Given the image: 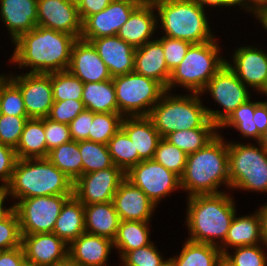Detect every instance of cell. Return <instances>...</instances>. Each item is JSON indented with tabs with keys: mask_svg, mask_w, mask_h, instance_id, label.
Returning <instances> with one entry per match:
<instances>
[{
	"mask_svg": "<svg viewBox=\"0 0 267 266\" xmlns=\"http://www.w3.org/2000/svg\"><path fill=\"white\" fill-rule=\"evenodd\" d=\"M77 38L37 25L21 34L14 42L10 61L19 68L30 67L28 73L50 74L68 70L72 47Z\"/></svg>",
	"mask_w": 267,
	"mask_h": 266,
	"instance_id": "1",
	"label": "cell"
},
{
	"mask_svg": "<svg viewBox=\"0 0 267 266\" xmlns=\"http://www.w3.org/2000/svg\"><path fill=\"white\" fill-rule=\"evenodd\" d=\"M113 77L134 72L135 50L117 35L89 39Z\"/></svg>",
	"mask_w": 267,
	"mask_h": 266,
	"instance_id": "21",
	"label": "cell"
},
{
	"mask_svg": "<svg viewBox=\"0 0 267 266\" xmlns=\"http://www.w3.org/2000/svg\"><path fill=\"white\" fill-rule=\"evenodd\" d=\"M187 200L186 225L190 234L187 239L216 246L222 244L236 214L233 198L224 191L219 194L194 195ZM217 239L221 241L219 245L215 242Z\"/></svg>",
	"mask_w": 267,
	"mask_h": 266,
	"instance_id": "3",
	"label": "cell"
},
{
	"mask_svg": "<svg viewBox=\"0 0 267 266\" xmlns=\"http://www.w3.org/2000/svg\"><path fill=\"white\" fill-rule=\"evenodd\" d=\"M153 3H141L129 16L127 22L121 26L117 36L134 48L143 46L150 40L157 29V17L154 14Z\"/></svg>",
	"mask_w": 267,
	"mask_h": 266,
	"instance_id": "22",
	"label": "cell"
},
{
	"mask_svg": "<svg viewBox=\"0 0 267 266\" xmlns=\"http://www.w3.org/2000/svg\"><path fill=\"white\" fill-rule=\"evenodd\" d=\"M10 197L25 199L50 195H74V182L47 158L17 159Z\"/></svg>",
	"mask_w": 267,
	"mask_h": 266,
	"instance_id": "4",
	"label": "cell"
},
{
	"mask_svg": "<svg viewBox=\"0 0 267 266\" xmlns=\"http://www.w3.org/2000/svg\"><path fill=\"white\" fill-rule=\"evenodd\" d=\"M84 232V205L72 195L63 204L53 233L69 246Z\"/></svg>",
	"mask_w": 267,
	"mask_h": 266,
	"instance_id": "29",
	"label": "cell"
},
{
	"mask_svg": "<svg viewBox=\"0 0 267 266\" xmlns=\"http://www.w3.org/2000/svg\"><path fill=\"white\" fill-rule=\"evenodd\" d=\"M82 101L94 113H118L113 80L84 83Z\"/></svg>",
	"mask_w": 267,
	"mask_h": 266,
	"instance_id": "31",
	"label": "cell"
},
{
	"mask_svg": "<svg viewBox=\"0 0 267 266\" xmlns=\"http://www.w3.org/2000/svg\"><path fill=\"white\" fill-rule=\"evenodd\" d=\"M79 150L83 164V174L114 166L107 145L82 140L79 141Z\"/></svg>",
	"mask_w": 267,
	"mask_h": 266,
	"instance_id": "38",
	"label": "cell"
},
{
	"mask_svg": "<svg viewBox=\"0 0 267 266\" xmlns=\"http://www.w3.org/2000/svg\"><path fill=\"white\" fill-rule=\"evenodd\" d=\"M22 235L19 218L15 210L0 220V251L20 247Z\"/></svg>",
	"mask_w": 267,
	"mask_h": 266,
	"instance_id": "46",
	"label": "cell"
},
{
	"mask_svg": "<svg viewBox=\"0 0 267 266\" xmlns=\"http://www.w3.org/2000/svg\"><path fill=\"white\" fill-rule=\"evenodd\" d=\"M123 116L120 113H94L88 132V140L107 145L121 128Z\"/></svg>",
	"mask_w": 267,
	"mask_h": 266,
	"instance_id": "39",
	"label": "cell"
},
{
	"mask_svg": "<svg viewBox=\"0 0 267 266\" xmlns=\"http://www.w3.org/2000/svg\"><path fill=\"white\" fill-rule=\"evenodd\" d=\"M259 245L236 247L234 255L227 252L223 258L232 266H267V256Z\"/></svg>",
	"mask_w": 267,
	"mask_h": 266,
	"instance_id": "43",
	"label": "cell"
},
{
	"mask_svg": "<svg viewBox=\"0 0 267 266\" xmlns=\"http://www.w3.org/2000/svg\"><path fill=\"white\" fill-rule=\"evenodd\" d=\"M112 0H80L77 3L79 16L82 22L90 15L104 10Z\"/></svg>",
	"mask_w": 267,
	"mask_h": 266,
	"instance_id": "52",
	"label": "cell"
},
{
	"mask_svg": "<svg viewBox=\"0 0 267 266\" xmlns=\"http://www.w3.org/2000/svg\"><path fill=\"white\" fill-rule=\"evenodd\" d=\"M215 130L216 128L177 130L167 135L165 139L188 155L200 150L212 141L219 134Z\"/></svg>",
	"mask_w": 267,
	"mask_h": 266,
	"instance_id": "35",
	"label": "cell"
},
{
	"mask_svg": "<svg viewBox=\"0 0 267 266\" xmlns=\"http://www.w3.org/2000/svg\"><path fill=\"white\" fill-rule=\"evenodd\" d=\"M204 91L210 92L217 103L225 112L206 108L208 118L218 127L229 115L240 105L250 98L247 86L237 77V75L225 63L221 69L210 79Z\"/></svg>",
	"mask_w": 267,
	"mask_h": 266,
	"instance_id": "11",
	"label": "cell"
},
{
	"mask_svg": "<svg viewBox=\"0 0 267 266\" xmlns=\"http://www.w3.org/2000/svg\"><path fill=\"white\" fill-rule=\"evenodd\" d=\"M15 149L0 143V180L3 187H8L17 161Z\"/></svg>",
	"mask_w": 267,
	"mask_h": 266,
	"instance_id": "50",
	"label": "cell"
},
{
	"mask_svg": "<svg viewBox=\"0 0 267 266\" xmlns=\"http://www.w3.org/2000/svg\"><path fill=\"white\" fill-rule=\"evenodd\" d=\"M162 266H174L170 259H167V262L164 263Z\"/></svg>",
	"mask_w": 267,
	"mask_h": 266,
	"instance_id": "65",
	"label": "cell"
},
{
	"mask_svg": "<svg viewBox=\"0 0 267 266\" xmlns=\"http://www.w3.org/2000/svg\"><path fill=\"white\" fill-rule=\"evenodd\" d=\"M8 195H10L8 187L0 186V220L7 217L14 210V206L9 208L3 207V203Z\"/></svg>",
	"mask_w": 267,
	"mask_h": 266,
	"instance_id": "56",
	"label": "cell"
},
{
	"mask_svg": "<svg viewBox=\"0 0 267 266\" xmlns=\"http://www.w3.org/2000/svg\"><path fill=\"white\" fill-rule=\"evenodd\" d=\"M4 74H0V81L5 77V75L3 76Z\"/></svg>",
	"mask_w": 267,
	"mask_h": 266,
	"instance_id": "67",
	"label": "cell"
},
{
	"mask_svg": "<svg viewBox=\"0 0 267 266\" xmlns=\"http://www.w3.org/2000/svg\"><path fill=\"white\" fill-rule=\"evenodd\" d=\"M157 40L163 46L165 62L170 72L181 63L189 47L192 45L187 41L167 36H163L161 39L157 38Z\"/></svg>",
	"mask_w": 267,
	"mask_h": 266,
	"instance_id": "47",
	"label": "cell"
},
{
	"mask_svg": "<svg viewBox=\"0 0 267 266\" xmlns=\"http://www.w3.org/2000/svg\"><path fill=\"white\" fill-rule=\"evenodd\" d=\"M2 115H3V114H2V111H1V107H0V118L2 117Z\"/></svg>",
	"mask_w": 267,
	"mask_h": 266,
	"instance_id": "68",
	"label": "cell"
},
{
	"mask_svg": "<svg viewBox=\"0 0 267 266\" xmlns=\"http://www.w3.org/2000/svg\"><path fill=\"white\" fill-rule=\"evenodd\" d=\"M165 36L191 44L214 40L205 7L197 0H157L153 3Z\"/></svg>",
	"mask_w": 267,
	"mask_h": 266,
	"instance_id": "5",
	"label": "cell"
},
{
	"mask_svg": "<svg viewBox=\"0 0 267 266\" xmlns=\"http://www.w3.org/2000/svg\"><path fill=\"white\" fill-rule=\"evenodd\" d=\"M2 22L14 42L21 34L37 26V0H0Z\"/></svg>",
	"mask_w": 267,
	"mask_h": 266,
	"instance_id": "24",
	"label": "cell"
},
{
	"mask_svg": "<svg viewBox=\"0 0 267 266\" xmlns=\"http://www.w3.org/2000/svg\"><path fill=\"white\" fill-rule=\"evenodd\" d=\"M125 178L141 189L155 206L160 199L181 187L180 177L154 159L140 161L125 173Z\"/></svg>",
	"mask_w": 267,
	"mask_h": 266,
	"instance_id": "12",
	"label": "cell"
},
{
	"mask_svg": "<svg viewBox=\"0 0 267 266\" xmlns=\"http://www.w3.org/2000/svg\"><path fill=\"white\" fill-rule=\"evenodd\" d=\"M262 147H264L267 150V129L262 134L261 140L259 141Z\"/></svg>",
	"mask_w": 267,
	"mask_h": 266,
	"instance_id": "62",
	"label": "cell"
},
{
	"mask_svg": "<svg viewBox=\"0 0 267 266\" xmlns=\"http://www.w3.org/2000/svg\"><path fill=\"white\" fill-rule=\"evenodd\" d=\"M261 102H252L250 99L244 104L240 105L233 111L229 117L222 122L219 128L235 127L241 132L242 137H250L256 139L257 142L261 140L262 134L258 131L255 122L253 121L255 108Z\"/></svg>",
	"mask_w": 267,
	"mask_h": 266,
	"instance_id": "37",
	"label": "cell"
},
{
	"mask_svg": "<svg viewBox=\"0 0 267 266\" xmlns=\"http://www.w3.org/2000/svg\"><path fill=\"white\" fill-rule=\"evenodd\" d=\"M187 156L188 155L177 146L171 144L165 138H161L153 159L166 169L181 177L185 170Z\"/></svg>",
	"mask_w": 267,
	"mask_h": 266,
	"instance_id": "42",
	"label": "cell"
},
{
	"mask_svg": "<svg viewBox=\"0 0 267 266\" xmlns=\"http://www.w3.org/2000/svg\"><path fill=\"white\" fill-rule=\"evenodd\" d=\"M53 101L82 100L84 83L68 70L51 73Z\"/></svg>",
	"mask_w": 267,
	"mask_h": 266,
	"instance_id": "40",
	"label": "cell"
},
{
	"mask_svg": "<svg viewBox=\"0 0 267 266\" xmlns=\"http://www.w3.org/2000/svg\"><path fill=\"white\" fill-rule=\"evenodd\" d=\"M37 25L75 36L82 34L77 4L70 0H37Z\"/></svg>",
	"mask_w": 267,
	"mask_h": 266,
	"instance_id": "16",
	"label": "cell"
},
{
	"mask_svg": "<svg viewBox=\"0 0 267 266\" xmlns=\"http://www.w3.org/2000/svg\"><path fill=\"white\" fill-rule=\"evenodd\" d=\"M47 159L73 182L83 174L79 141H69L49 151Z\"/></svg>",
	"mask_w": 267,
	"mask_h": 266,
	"instance_id": "34",
	"label": "cell"
},
{
	"mask_svg": "<svg viewBox=\"0 0 267 266\" xmlns=\"http://www.w3.org/2000/svg\"><path fill=\"white\" fill-rule=\"evenodd\" d=\"M222 258L218 246L187 240L181 253L169 259L174 266H217Z\"/></svg>",
	"mask_w": 267,
	"mask_h": 266,
	"instance_id": "32",
	"label": "cell"
},
{
	"mask_svg": "<svg viewBox=\"0 0 267 266\" xmlns=\"http://www.w3.org/2000/svg\"><path fill=\"white\" fill-rule=\"evenodd\" d=\"M153 244L126 252L121 257L123 266H162L167 260H163Z\"/></svg>",
	"mask_w": 267,
	"mask_h": 266,
	"instance_id": "45",
	"label": "cell"
},
{
	"mask_svg": "<svg viewBox=\"0 0 267 266\" xmlns=\"http://www.w3.org/2000/svg\"><path fill=\"white\" fill-rule=\"evenodd\" d=\"M228 143L230 189L267 192V150Z\"/></svg>",
	"mask_w": 267,
	"mask_h": 266,
	"instance_id": "8",
	"label": "cell"
},
{
	"mask_svg": "<svg viewBox=\"0 0 267 266\" xmlns=\"http://www.w3.org/2000/svg\"><path fill=\"white\" fill-rule=\"evenodd\" d=\"M236 215L231 222L225 241L218 246L222 255L228 252L227 247L236 248L257 245L259 242L263 243L261 219L258 212L249 216L236 217Z\"/></svg>",
	"mask_w": 267,
	"mask_h": 266,
	"instance_id": "28",
	"label": "cell"
},
{
	"mask_svg": "<svg viewBox=\"0 0 267 266\" xmlns=\"http://www.w3.org/2000/svg\"><path fill=\"white\" fill-rule=\"evenodd\" d=\"M125 172L117 166L82 174L74 182V196L83 204L111 202Z\"/></svg>",
	"mask_w": 267,
	"mask_h": 266,
	"instance_id": "13",
	"label": "cell"
},
{
	"mask_svg": "<svg viewBox=\"0 0 267 266\" xmlns=\"http://www.w3.org/2000/svg\"><path fill=\"white\" fill-rule=\"evenodd\" d=\"M261 219V237L263 245L267 247V203L257 210Z\"/></svg>",
	"mask_w": 267,
	"mask_h": 266,
	"instance_id": "55",
	"label": "cell"
},
{
	"mask_svg": "<svg viewBox=\"0 0 267 266\" xmlns=\"http://www.w3.org/2000/svg\"><path fill=\"white\" fill-rule=\"evenodd\" d=\"M254 15L260 20L262 26L267 30V6L259 8Z\"/></svg>",
	"mask_w": 267,
	"mask_h": 266,
	"instance_id": "58",
	"label": "cell"
},
{
	"mask_svg": "<svg viewBox=\"0 0 267 266\" xmlns=\"http://www.w3.org/2000/svg\"><path fill=\"white\" fill-rule=\"evenodd\" d=\"M224 3L228 6L239 5L242 6V0H224Z\"/></svg>",
	"mask_w": 267,
	"mask_h": 266,
	"instance_id": "61",
	"label": "cell"
},
{
	"mask_svg": "<svg viewBox=\"0 0 267 266\" xmlns=\"http://www.w3.org/2000/svg\"><path fill=\"white\" fill-rule=\"evenodd\" d=\"M21 90L26 113L29 118L48 117L53 106L50 74L26 73L8 76Z\"/></svg>",
	"mask_w": 267,
	"mask_h": 266,
	"instance_id": "15",
	"label": "cell"
},
{
	"mask_svg": "<svg viewBox=\"0 0 267 266\" xmlns=\"http://www.w3.org/2000/svg\"><path fill=\"white\" fill-rule=\"evenodd\" d=\"M253 121L258 131L263 134L267 129V101L261 102L255 108Z\"/></svg>",
	"mask_w": 267,
	"mask_h": 266,
	"instance_id": "54",
	"label": "cell"
},
{
	"mask_svg": "<svg viewBox=\"0 0 267 266\" xmlns=\"http://www.w3.org/2000/svg\"><path fill=\"white\" fill-rule=\"evenodd\" d=\"M44 130L48 153L61 144L72 141L70 128L67 124H62L46 117L44 118Z\"/></svg>",
	"mask_w": 267,
	"mask_h": 266,
	"instance_id": "49",
	"label": "cell"
},
{
	"mask_svg": "<svg viewBox=\"0 0 267 266\" xmlns=\"http://www.w3.org/2000/svg\"><path fill=\"white\" fill-rule=\"evenodd\" d=\"M84 110L85 106L82 100L66 99L65 101H54L48 118L69 125Z\"/></svg>",
	"mask_w": 267,
	"mask_h": 266,
	"instance_id": "48",
	"label": "cell"
},
{
	"mask_svg": "<svg viewBox=\"0 0 267 266\" xmlns=\"http://www.w3.org/2000/svg\"><path fill=\"white\" fill-rule=\"evenodd\" d=\"M15 152L18 159L47 158L44 118L27 120Z\"/></svg>",
	"mask_w": 267,
	"mask_h": 266,
	"instance_id": "30",
	"label": "cell"
},
{
	"mask_svg": "<svg viewBox=\"0 0 267 266\" xmlns=\"http://www.w3.org/2000/svg\"><path fill=\"white\" fill-rule=\"evenodd\" d=\"M85 232L114 240L120 218L111 202L84 205Z\"/></svg>",
	"mask_w": 267,
	"mask_h": 266,
	"instance_id": "27",
	"label": "cell"
},
{
	"mask_svg": "<svg viewBox=\"0 0 267 266\" xmlns=\"http://www.w3.org/2000/svg\"><path fill=\"white\" fill-rule=\"evenodd\" d=\"M22 246L0 251V266H26Z\"/></svg>",
	"mask_w": 267,
	"mask_h": 266,
	"instance_id": "53",
	"label": "cell"
},
{
	"mask_svg": "<svg viewBox=\"0 0 267 266\" xmlns=\"http://www.w3.org/2000/svg\"><path fill=\"white\" fill-rule=\"evenodd\" d=\"M28 116L2 115L0 118V143L16 149Z\"/></svg>",
	"mask_w": 267,
	"mask_h": 266,
	"instance_id": "44",
	"label": "cell"
},
{
	"mask_svg": "<svg viewBox=\"0 0 267 266\" xmlns=\"http://www.w3.org/2000/svg\"><path fill=\"white\" fill-rule=\"evenodd\" d=\"M138 1L141 2V3H154L157 0H138Z\"/></svg>",
	"mask_w": 267,
	"mask_h": 266,
	"instance_id": "64",
	"label": "cell"
},
{
	"mask_svg": "<svg viewBox=\"0 0 267 266\" xmlns=\"http://www.w3.org/2000/svg\"><path fill=\"white\" fill-rule=\"evenodd\" d=\"M121 128L142 160L153 159L161 136L148 116L124 117Z\"/></svg>",
	"mask_w": 267,
	"mask_h": 266,
	"instance_id": "25",
	"label": "cell"
},
{
	"mask_svg": "<svg viewBox=\"0 0 267 266\" xmlns=\"http://www.w3.org/2000/svg\"><path fill=\"white\" fill-rule=\"evenodd\" d=\"M112 203L120 221L149 222L156 208L143 191L126 178L119 185Z\"/></svg>",
	"mask_w": 267,
	"mask_h": 266,
	"instance_id": "20",
	"label": "cell"
},
{
	"mask_svg": "<svg viewBox=\"0 0 267 266\" xmlns=\"http://www.w3.org/2000/svg\"><path fill=\"white\" fill-rule=\"evenodd\" d=\"M70 196L30 197L13 204L19 218L21 235L53 233L61 208Z\"/></svg>",
	"mask_w": 267,
	"mask_h": 266,
	"instance_id": "10",
	"label": "cell"
},
{
	"mask_svg": "<svg viewBox=\"0 0 267 266\" xmlns=\"http://www.w3.org/2000/svg\"><path fill=\"white\" fill-rule=\"evenodd\" d=\"M0 107L3 115L27 116L21 90L8 75L0 81Z\"/></svg>",
	"mask_w": 267,
	"mask_h": 266,
	"instance_id": "41",
	"label": "cell"
},
{
	"mask_svg": "<svg viewBox=\"0 0 267 266\" xmlns=\"http://www.w3.org/2000/svg\"><path fill=\"white\" fill-rule=\"evenodd\" d=\"M249 1V2H248ZM251 3V5H250ZM264 6H267V0H242V7L245 10L252 12L253 14Z\"/></svg>",
	"mask_w": 267,
	"mask_h": 266,
	"instance_id": "57",
	"label": "cell"
},
{
	"mask_svg": "<svg viewBox=\"0 0 267 266\" xmlns=\"http://www.w3.org/2000/svg\"><path fill=\"white\" fill-rule=\"evenodd\" d=\"M21 246L31 266H55L68 258V245L54 233L22 235Z\"/></svg>",
	"mask_w": 267,
	"mask_h": 266,
	"instance_id": "18",
	"label": "cell"
},
{
	"mask_svg": "<svg viewBox=\"0 0 267 266\" xmlns=\"http://www.w3.org/2000/svg\"><path fill=\"white\" fill-rule=\"evenodd\" d=\"M217 266H232L231 264H229L224 258H222Z\"/></svg>",
	"mask_w": 267,
	"mask_h": 266,
	"instance_id": "63",
	"label": "cell"
},
{
	"mask_svg": "<svg viewBox=\"0 0 267 266\" xmlns=\"http://www.w3.org/2000/svg\"><path fill=\"white\" fill-rule=\"evenodd\" d=\"M134 72L160 82L167 89L171 72L165 62L163 46L157 39L136 48Z\"/></svg>",
	"mask_w": 267,
	"mask_h": 266,
	"instance_id": "26",
	"label": "cell"
},
{
	"mask_svg": "<svg viewBox=\"0 0 267 266\" xmlns=\"http://www.w3.org/2000/svg\"><path fill=\"white\" fill-rule=\"evenodd\" d=\"M219 52L215 39L192 44L181 63L171 71L166 91L181 85L192 93H203L210 79L226 63Z\"/></svg>",
	"mask_w": 267,
	"mask_h": 266,
	"instance_id": "7",
	"label": "cell"
},
{
	"mask_svg": "<svg viewBox=\"0 0 267 266\" xmlns=\"http://www.w3.org/2000/svg\"><path fill=\"white\" fill-rule=\"evenodd\" d=\"M203 7L204 5H209V6H213V7H216V6H227L225 3H224V0H197Z\"/></svg>",
	"mask_w": 267,
	"mask_h": 266,
	"instance_id": "59",
	"label": "cell"
},
{
	"mask_svg": "<svg viewBox=\"0 0 267 266\" xmlns=\"http://www.w3.org/2000/svg\"><path fill=\"white\" fill-rule=\"evenodd\" d=\"M70 1L77 4L80 0H70Z\"/></svg>",
	"mask_w": 267,
	"mask_h": 266,
	"instance_id": "66",
	"label": "cell"
},
{
	"mask_svg": "<svg viewBox=\"0 0 267 266\" xmlns=\"http://www.w3.org/2000/svg\"><path fill=\"white\" fill-rule=\"evenodd\" d=\"M68 71L83 83L112 79L108 67L99 57L92 43L81 38H78L72 47Z\"/></svg>",
	"mask_w": 267,
	"mask_h": 266,
	"instance_id": "19",
	"label": "cell"
},
{
	"mask_svg": "<svg viewBox=\"0 0 267 266\" xmlns=\"http://www.w3.org/2000/svg\"><path fill=\"white\" fill-rule=\"evenodd\" d=\"M149 222L120 221L113 246L119 250L120 257L126 252L145 247L152 242L149 239Z\"/></svg>",
	"mask_w": 267,
	"mask_h": 266,
	"instance_id": "33",
	"label": "cell"
},
{
	"mask_svg": "<svg viewBox=\"0 0 267 266\" xmlns=\"http://www.w3.org/2000/svg\"><path fill=\"white\" fill-rule=\"evenodd\" d=\"M200 93L173 96L166 91L152 108L149 118L161 138L177 130L194 128H218L208 118L206 107L199 98Z\"/></svg>",
	"mask_w": 267,
	"mask_h": 266,
	"instance_id": "6",
	"label": "cell"
},
{
	"mask_svg": "<svg viewBox=\"0 0 267 266\" xmlns=\"http://www.w3.org/2000/svg\"><path fill=\"white\" fill-rule=\"evenodd\" d=\"M112 80L118 113L123 117L149 116L166 92L160 82L135 72L113 77Z\"/></svg>",
	"mask_w": 267,
	"mask_h": 266,
	"instance_id": "9",
	"label": "cell"
},
{
	"mask_svg": "<svg viewBox=\"0 0 267 266\" xmlns=\"http://www.w3.org/2000/svg\"><path fill=\"white\" fill-rule=\"evenodd\" d=\"M55 266H79L78 264H76L75 262H73L69 257L62 261L59 262L58 264H56Z\"/></svg>",
	"mask_w": 267,
	"mask_h": 266,
	"instance_id": "60",
	"label": "cell"
},
{
	"mask_svg": "<svg viewBox=\"0 0 267 266\" xmlns=\"http://www.w3.org/2000/svg\"><path fill=\"white\" fill-rule=\"evenodd\" d=\"M113 241L84 232L68 247V257L79 266H106Z\"/></svg>",
	"mask_w": 267,
	"mask_h": 266,
	"instance_id": "23",
	"label": "cell"
},
{
	"mask_svg": "<svg viewBox=\"0 0 267 266\" xmlns=\"http://www.w3.org/2000/svg\"><path fill=\"white\" fill-rule=\"evenodd\" d=\"M221 183L230 188L228 142L218 134L205 147L188 154L180 185L191 197L222 193L217 190Z\"/></svg>",
	"mask_w": 267,
	"mask_h": 266,
	"instance_id": "2",
	"label": "cell"
},
{
	"mask_svg": "<svg viewBox=\"0 0 267 266\" xmlns=\"http://www.w3.org/2000/svg\"><path fill=\"white\" fill-rule=\"evenodd\" d=\"M141 4L138 0H116L82 22L83 40L115 36L130 14Z\"/></svg>",
	"mask_w": 267,
	"mask_h": 266,
	"instance_id": "14",
	"label": "cell"
},
{
	"mask_svg": "<svg viewBox=\"0 0 267 266\" xmlns=\"http://www.w3.org/2000/svg\"><path fill=\"white\" fill-rule=\"evenodd\" d=\"M93 120V112L85 109L69 123L70 134L73 141L88 140V132Z\"/></svg>",
	"mask_w": 267,
	"mask_h": 266,
	"instance_id": "51",
	"label": "cell"
},
{
	"mask_svg": "<svg viewBox=\"0 0 267 266\" xmlns=\"http://www.w3.org/2000/svg\"><path fill=\"white\" fill-rule=\"evenodd\" d=\"M107 146L113 164L125 173L142 161L138 152H135L133 142L122 128L109 140Z\"/></svg>",
	"mask_w": 267,
	"mask_h": 266,
	"instance_id": "36",
	"label": "cell"
},
{
	"mask_svg": "<svg viewBox=\"0 0 267 266\" xmlns=\"http://www.w3.org/2000/svg\"><path fill=\"white\" fill-rule=\"evenodd\" d=\"M233 65L228 67L247 86L267 95V53L256 47H240L233 55Z\"/></svg>",
	"mask_w": 267,
	"mask_h": 266,
	"instance_id": "17",
	"label": "cell"
}]
</instances>
